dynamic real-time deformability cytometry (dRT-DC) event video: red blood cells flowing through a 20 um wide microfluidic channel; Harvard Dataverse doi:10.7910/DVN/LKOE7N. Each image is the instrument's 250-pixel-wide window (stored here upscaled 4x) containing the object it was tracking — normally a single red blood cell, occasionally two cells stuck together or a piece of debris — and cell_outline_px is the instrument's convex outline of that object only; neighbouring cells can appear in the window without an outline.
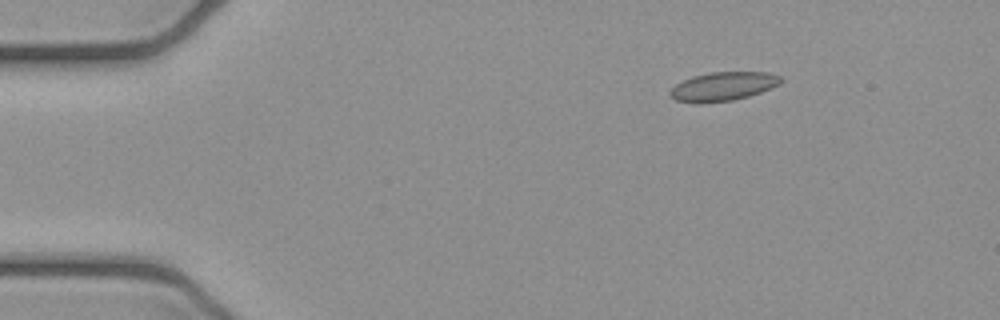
{"species": "common noctule bat (a hibernating species)", "species_latin": "Nyctalus noctula", "temperature_condition": "cold", "stored_images_in_passage": 3, "camera_frame_rate_fps": 3000, "um_per_image_px": 0.085, "animal": {"sex": "female", "body_mass_g": 21.9}, "frame": {"image": 1, "passage_image": 1, "time_ms": 0.0, "image_size_px": [1000, 320], "cell_outline_px": [[784, 80], [780, 84], [760, 92], [748, 96], [732, 100], [700, 104], [696, 104], [676, 100], [668, 96], [668, 92], [676, 84], [692, 76], [712, 72], [768, 72], [780, 76]], "centroid_in_image_um": [61.43, 7.35], "position_along_channel_um": 23.6, "area_um2": 18.73}}